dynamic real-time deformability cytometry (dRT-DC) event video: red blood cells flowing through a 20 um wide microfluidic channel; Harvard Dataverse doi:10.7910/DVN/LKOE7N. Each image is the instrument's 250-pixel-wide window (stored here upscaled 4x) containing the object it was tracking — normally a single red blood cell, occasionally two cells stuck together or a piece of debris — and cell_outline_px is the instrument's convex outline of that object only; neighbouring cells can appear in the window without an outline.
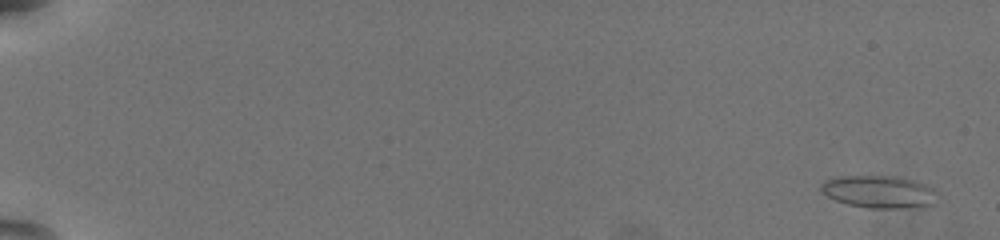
{"species": "common noctule bat (a hibernating species)", "species_latin": "Nyctalus noctula", "temperature_condition": "warm", "stored_images_in_passage": 59, "camera_frame_rate_fps": 3000, "um_per_image_px": 0.085, "animal": {"sex": "female", "body_mass_g": 19.5, "forearm_length_mm": 54.1}, "frame": {"image": 1, "passage_image": 3, "time_ms": 0.667, "image_size_px": [1000, 240], "cell_outline_px": [[932, 188], [924, 204], [896, 208], [868, 208], [848, 204], [836, 200], [820, 192], [820, 184], [824, 180], [840, 176], [896, 176], [912, 180], [924, 184]], "centroid_in_image_um": [74.46, 16.26], "position_along_channel_um": 10.5, "area_um2": 20.87}}
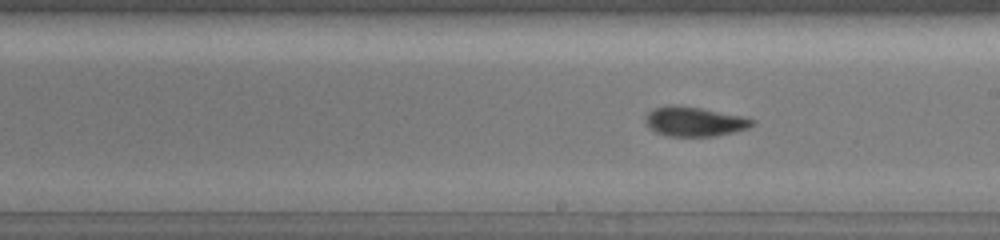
{"frame": {"image": 2, "passage_image": 37, "time_ms": 12.0, "image_size_px": [1000, 240], "cell_outline_px": [[756, 124], [748, 128], [716, 136], [664, 136], [656, 132], [644, 120], [648, 112], [652, 108], [668, 104], [672, 104], [700, 108], [740, 116], [756, 120]], "centroid_in_image_um": [59.01, 10.33], "position_along_channel_um": 230.0, "area_um2": 18.32}}
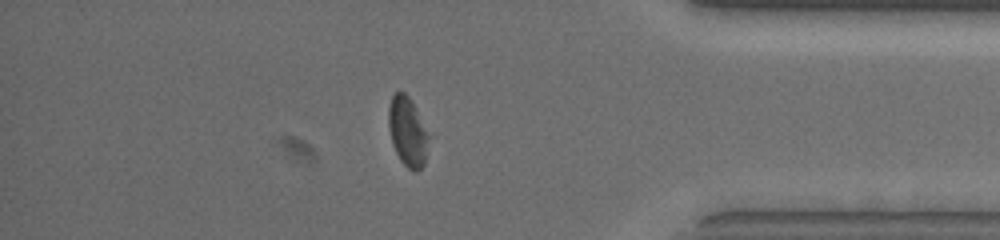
{"frame": {"image": 3, "passage_image": 52, "time_ms": 17.0, "image_size_px": [1000, 240], "cell_outline_px": [[428, 136], [424, 164], [416, 172], [412, 172], [400, 160], [392, 144], [388, 128], [388, 108], [392, 96], [396, 92], [404, 92], [412, 100]], "centroid_in_image_um": [34.6, 11.19], "position_along_channel_um": 400.6, "area_um2": 15.95}, "authors_computed_cell_mechanics": {"area_um2": 17.7446, "velocity_mm_per_s": 3.7907, "shape_relaxation_time_tau1_ms": 5.5321, "shape_relaxation_time_tau2_ms": 2.0878, "deformation_change_tau1": 0.1624, "deformation_change_tau2": 0.0702}}